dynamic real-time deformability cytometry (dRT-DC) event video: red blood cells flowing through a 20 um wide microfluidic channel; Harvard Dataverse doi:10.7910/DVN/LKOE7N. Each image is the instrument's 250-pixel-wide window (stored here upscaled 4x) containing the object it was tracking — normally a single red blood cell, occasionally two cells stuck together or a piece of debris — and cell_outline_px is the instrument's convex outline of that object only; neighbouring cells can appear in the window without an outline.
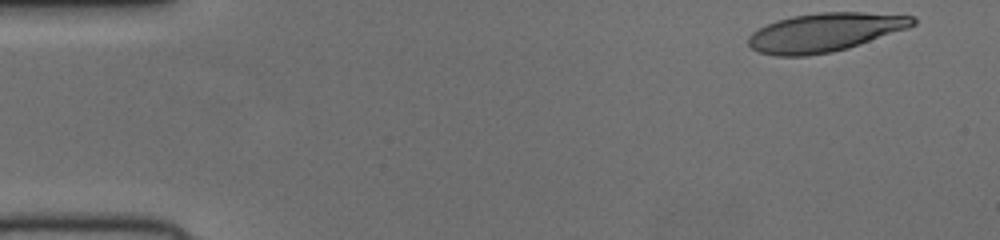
{"species": "human", "species_latin": "Homo sapiens", "temperature_condition": "cold", "stored_images_in_passage": 49, "camera_frame_rate_fps": 3000, "um_per_image_px": 0.085, "donor": {"sex": "female"}, "frame": {"image": 1, "passage_image": 1, "time_ms": 0.0, "image_size_px": [1000, 240], "cell_outline_px": [[916, 24], [908, 28], [848, 48], [832, 52], [808, 56], [776, 56], [760, 52], [752, 48], [748, 44], [748, 36], [752, 32], [776, 20], [792, 16], [820, 12], [864, 12], [916, 16]], "centroid_in_image_um": [70.12, 2.74], "position_along_channel_um": 14.9, "area_um2": 37.05}}
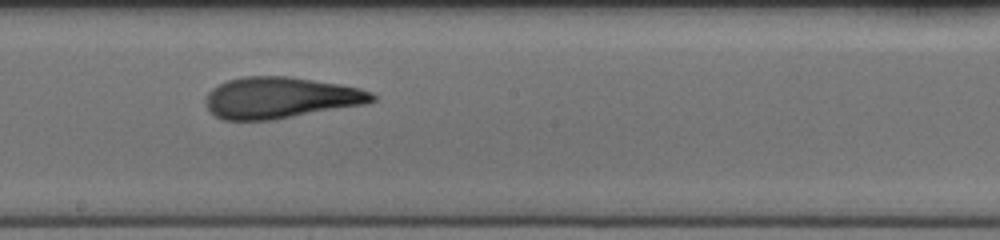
{"frame": {"image": 2, "passage_image": 26, "time_ms": 8.333, "image_size_px": [1000, 240], "cell_outline_px": [[376, 100], [368, 104], [276, 120], [224, 120], [216, 116], [204, 104], [204, 100], [208, 92], [212, 88], [228, 80], [244, 76], [288, 76], [340, 84], [360, 88], [372, 92], [376, 96]], "centroid_in_image_um": [23.87, 8.32], "position_along_channel_um": 224.3, "area_um2": 40.52}}
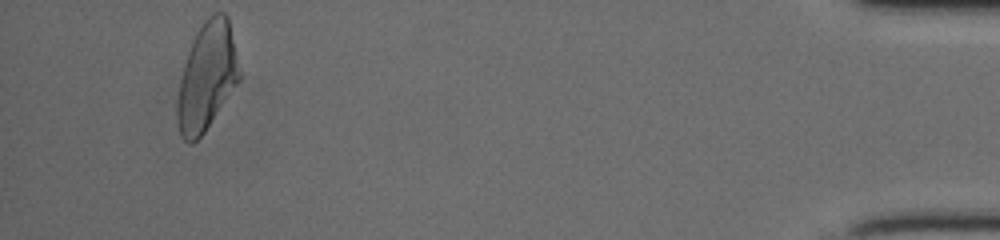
{"frame": {"image": 3, "passage_image": 46, "time_ms": 15.0, "image_size_px": [1000, 240], "cell_outline_px": [[240, 80], [204, 132], [192, 144], [188, 144], [180, 136], [176, 120], [176, 100], [180, 80], [184, 64], [192, 40], [196, 32], [204, 20], [208, 16], [216, 12], [224, 12], [228, 16], [240, 72]], "centroid_in_image_um": [17.56, 6.53], "position_along_channel_um": 417.6, "area_um2": 39.02}}